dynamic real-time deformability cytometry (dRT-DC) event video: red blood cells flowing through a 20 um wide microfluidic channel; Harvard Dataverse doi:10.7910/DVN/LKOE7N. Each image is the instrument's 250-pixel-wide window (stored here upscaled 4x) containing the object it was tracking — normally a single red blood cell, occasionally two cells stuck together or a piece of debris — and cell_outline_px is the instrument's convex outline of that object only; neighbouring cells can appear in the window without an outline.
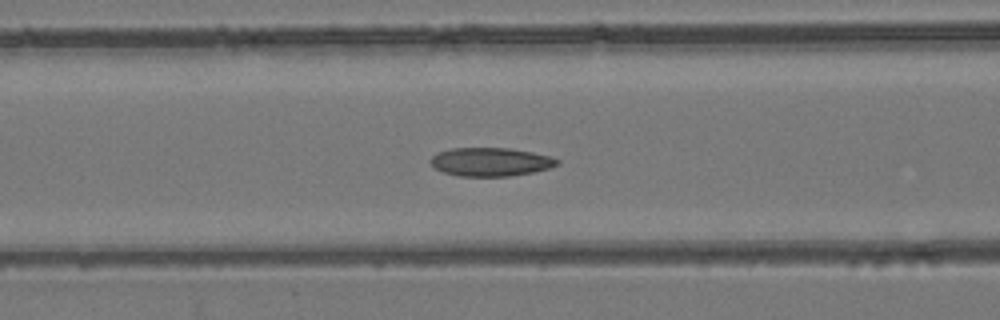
{"species": "common noctule bat (a hibernating species)", "species_latin": "Nyctalus noctula", "temperature_condition": "room temperature", "stored_images_in_passage": 43, "camera_frame_rate_fps": 3000, "um_per_image_px": 0.085, "animal": {"sex": "female", "body_mass_g": 24.6, "forearm_length_mm": 56.2}, "frame": {"image": 1, "passage_image": 12, "time_ms": 3.667, "image_size_px": [1000, 320], "cell_outline_px": [[560, 164], [548, 168], [532, 172], [508, 176], [460, 176], [444, 172], [432, 168], [428, 160], [436, 152], [452, 148], [508, 148], [532, 152], [552, 156], [560, 160]], "centroid_in_image_um": [41.67, 13.75], "position_along_channel_um": 124.9, "area_um2": 21.21}}
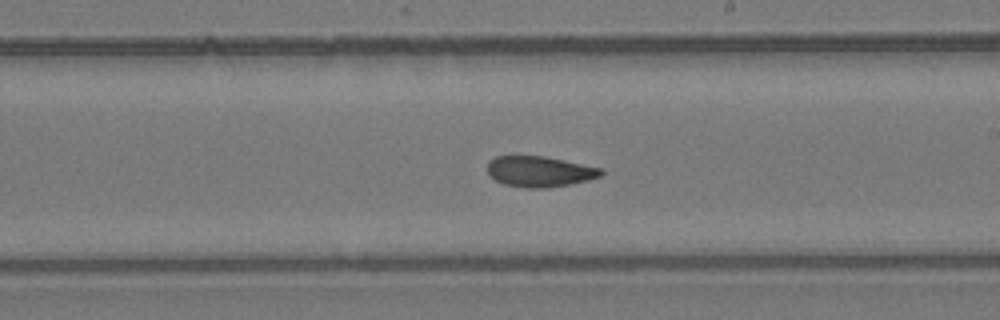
{"frame": {"image": 2, "passage_image": 21, "time_ms": 6.667, "image_size_px": [1000, 320], "cell_outline_px": [[604, 172], [600, 176], [588, 180], [548, 188], [524, 188], [504, 184], [496, 180], [488, 172], [488, 160], [496, 156], [544, 156], [604, 168]], "centroid_in_image_um": [45.88, 14.57], "position_along_channel_um": 243.1, "area_um2": 20.35}}
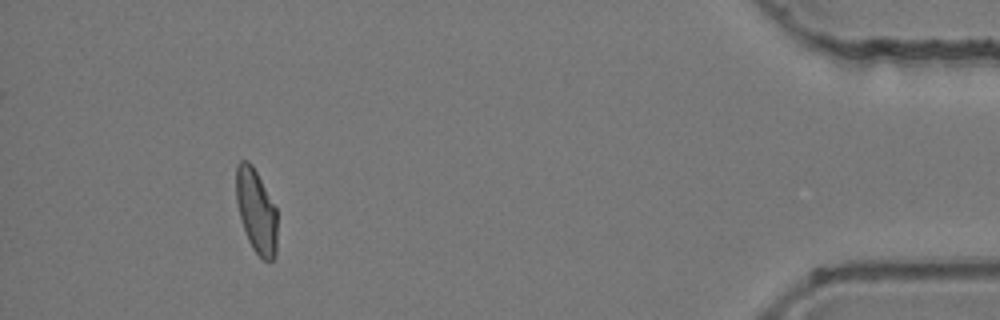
{"frame": {"image": 3, "passage_image": 39, "time_ms": 12.667, "image_size_px": [1000, 320], "cell_outline_px": [[276, 256], [268, 264], [252, 248], [248, 240], [240, 216], [236, 200], [236, 164], [240, 160], [248, 160], [252, 164], [276, 208]], "centroid_in_image_um": [21.78, 17.94], "position_along_channel_um": 413.4, "area_um2": 20.0}, "authors_computed_cell_mechanics": {"area_um2": 20.8658, "velocity_mm_per_s": 3.9573, "shape_relaxation_time_tau1_ms": null, "shape_relaxation_time_tau2_ms": 3.9262, "deformation_change_tau1": null, "deformation_change_tau2": 0.102}}